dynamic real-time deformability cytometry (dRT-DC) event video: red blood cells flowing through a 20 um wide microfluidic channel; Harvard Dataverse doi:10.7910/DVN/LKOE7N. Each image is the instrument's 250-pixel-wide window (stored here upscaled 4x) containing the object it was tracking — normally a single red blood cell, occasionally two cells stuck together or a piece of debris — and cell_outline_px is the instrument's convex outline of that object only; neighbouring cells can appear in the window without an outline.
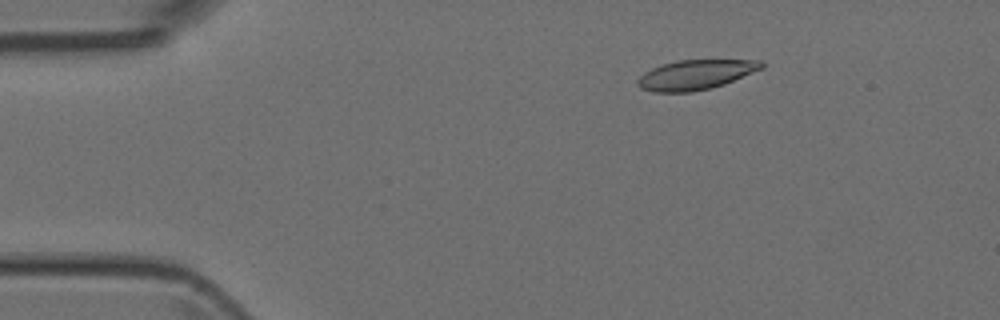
{"species": "Egyptian fruit bat (a non-hibernating species)", "species_latin": "Rousettus aegyptiacus", "temperature_condition": "room temperature", "stored_images_in_passage": 48, "camera_frame_rate_fps": 3000, "um_per_image_px": 0.085, "animal": {"sex": "female"}, "frame": {"image": 1, "passage_image": 6, "time_ms": 1.667, "image_size_px": [1000, 320], "cell_outline_px": [[764, 68], [724, 84], [712, 88], [692, 92], [652, 92], [640, 88], [636, 84], [636, 80], [644, 72], [652, 68], [676, 60], [764, 60]], "centroid_in_image_um": [59.12, 6.35], "position_along_channel_um": 25.9, "area_um2": 21.62}}
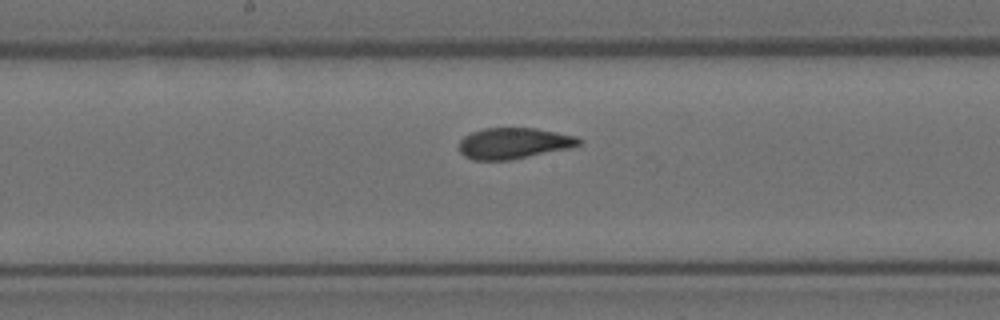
{"frame": {"image": 2, "passage_image": 24, "time_ms": 7.667, "image_size_px": [1000, 320], "cell_outline_px": [[584, 140], [580, 144], [568, 148], [508, 160], [472, 160], [464, 156], [460, 152], [460, 140], [464, 136], [472, 132], [484, 128], [536, 128], [576, 136]], "centroid_in_image_um": [43.65, 12.17], "position_along_channel_um": 204.5, "area_um2": 21.5}}
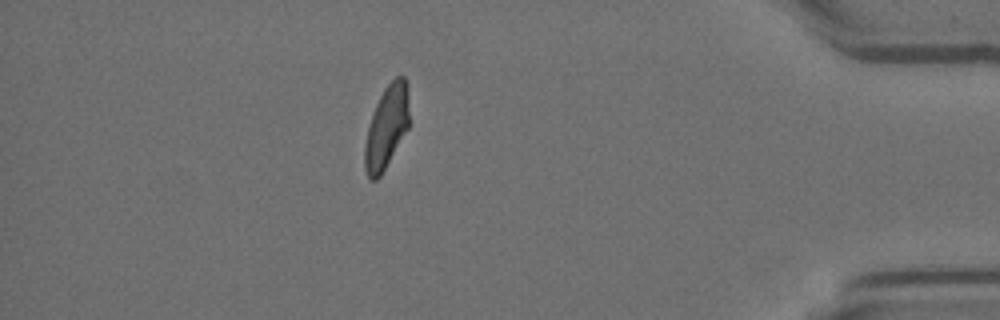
{"frame": {"image": 3, "passage_image": 42, "time_ms": 13.667, "image_size_px": [1000, 320], "cell_outline_px": [[408, 128], [380, 176], [376, 180], [372, 180], [368, 176], [364, 168], [364, 144], [368, 128], [376, 104], [384, 88], [396, 76], [404, 76], [408, 84]], "centroid_in_image_um": [32.85, 10.79], "position_along_channel_um": 402.3, "area_um2": 21.21}}